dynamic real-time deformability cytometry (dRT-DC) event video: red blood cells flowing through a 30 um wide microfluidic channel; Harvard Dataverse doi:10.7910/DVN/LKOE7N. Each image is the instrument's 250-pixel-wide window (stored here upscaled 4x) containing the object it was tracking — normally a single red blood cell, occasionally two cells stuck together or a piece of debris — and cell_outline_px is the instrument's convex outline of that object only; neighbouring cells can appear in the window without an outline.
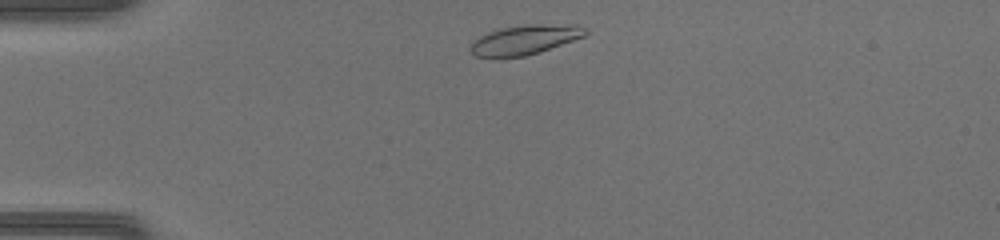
{"species": "common noctule bat (a hibernating species)", "species_latin": "Nyctalus noctula", "temperature_condition": "warm", "stored_images_in_passage": 39, "camera_frame_rate_fps": 3000, "um_per_image_px": 0.085, "animal": {"sex": "female", "body_mass_g": 17.0, "forearm_length_mm": 48.0}, "frame": {"image": 1, "passage_image": 2, "time_ms": 0.333, "image_size_px": [1000, 240], "cell_outline_px": [[588, 32], [584, 36], [540, 52], [524, 56], [476, 56], [468, 48], [480, 36], [488, 32], [500, 28], [524, 24], [576, 24], [588, 28]], "centroid_in_image_um": [44.67, 3.34], "position_along_channel_um": 40.3, "area_um2": 19.65}}
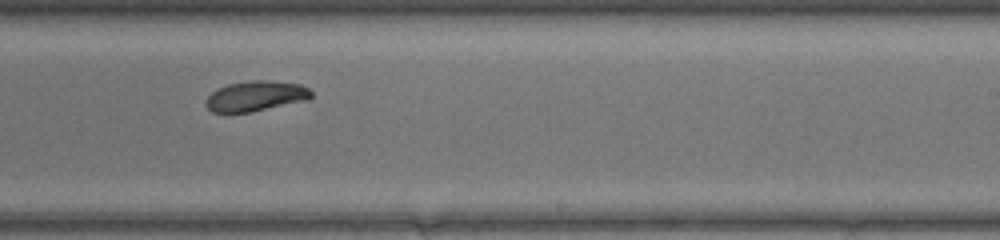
{"frame": {"image": 2, "passage_image": 21, "time_ms": 6.667, "image_size_px": [1000, 240], "cell_outline_px": [[312, 96], [308, 100], [252, 112], [212, 112], [204, 104], [208, 96], [216, 88], [228, 84], [252, 80], [268, 80], [300, 84], [308, 88], [312, 92]], "centroid_in_image_um": [21.74, 8.16], "position_along_channel_um": 267.3, "area_um2": 18.67}}
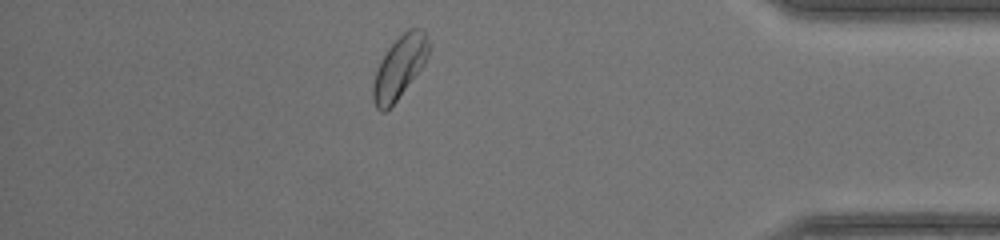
{"frame": {"image": 3, "passage_image": 33, "time_ms": 10.667, "image_size_px": [1000, 240], "cell_outline_px": [[432, 44], [428, 56], [424, 64], [396, 100], [384, 112], [380, 112], [376, 108], [372, 100], [372, 84], [380, 60], [388, 48], [408, 28], [420, 28], [424, 32]], "centroid_in_image_um": [33.96, 5.7], "position_along_channel_um": 401.2, "area_um2": 20.11}, "authors_computed_cell_mechanics": {"area_um2": 19.652, "velocity_mm_per_s": 4.2228, "shape_relaxation_time_tau1_ms": 2.3512, "shape_relaxation_time_tau2_ms": null, "deformation_change_tau1": 0.0999, "deformation_change_tau2": null}}